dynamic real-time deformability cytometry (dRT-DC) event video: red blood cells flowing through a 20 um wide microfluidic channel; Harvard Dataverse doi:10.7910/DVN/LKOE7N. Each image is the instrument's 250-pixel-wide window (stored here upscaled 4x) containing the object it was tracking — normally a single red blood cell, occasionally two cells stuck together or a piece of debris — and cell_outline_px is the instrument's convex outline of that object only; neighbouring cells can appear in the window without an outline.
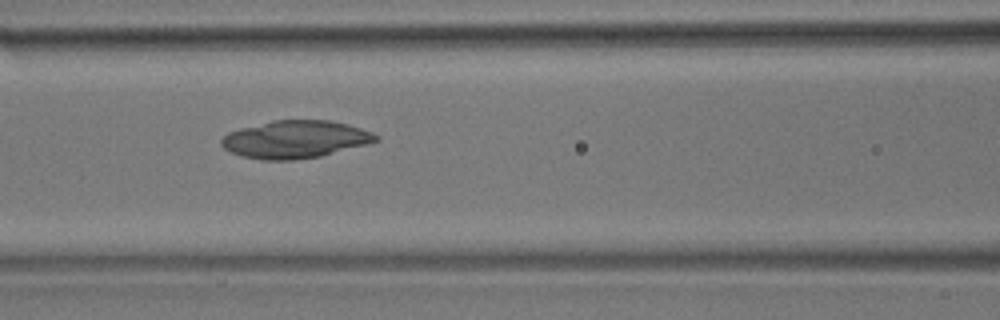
{"species": "common noctule bat (a hibernating species)", "species_latin": "Nyctalus noctula", "temperature_condition": "room temperature", "stored_images_in_passage": 52, "camera_frame_rate_fps": 3000, "um_per_image_px": 0.085, "animal": {"sex": "male", "body_mass_g": 17.9}, "frame": {"image": 1, "passage_image": 22, "time_ms": 7.0, "image_size_px": [1000, 320], "cell_outline_px": [[380, 140], [368, 144], [320, 156], [292, 160], [260, 160], [240, 156], [224, 148], [220, 144], [220, 140], [228, 132], [240, 128], [272, 120], [332, 120], [348, 124], [372, 132], [380, 136]], "centroid_in_image_um": [25.1, 11.84], "position_along_channel_um": 141.5, "area_um2": 34.04}}
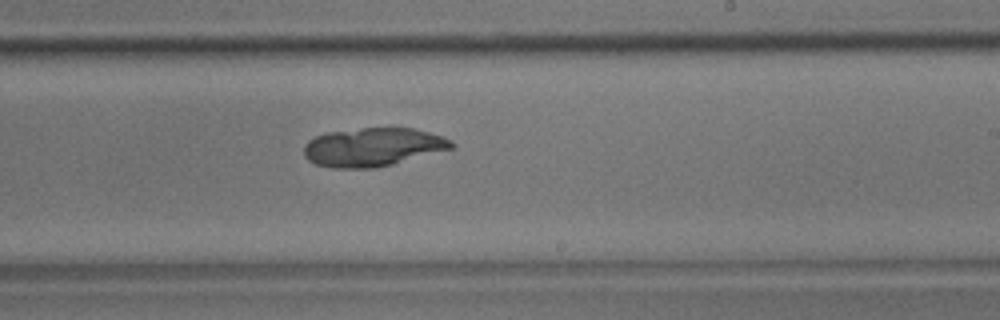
{"frame": {"image": 2, "passage_image": 31, "time_ms": 10.0, "image_size_px": [1000, 320], "cell_outline_px": [[456, 148], [376, 168], [332, 168], [316, 164], [308, 160], [304, 156], [304, 144], [308, 140], [316, 136], [328, 132], [364, 128], [412, 128], [444, 136], [452, 140], [456, 144]], "centroid_in_image_um": [31.73, 12.51], "position_along_channel_um": 257.3, "area_um2": 33.35}}
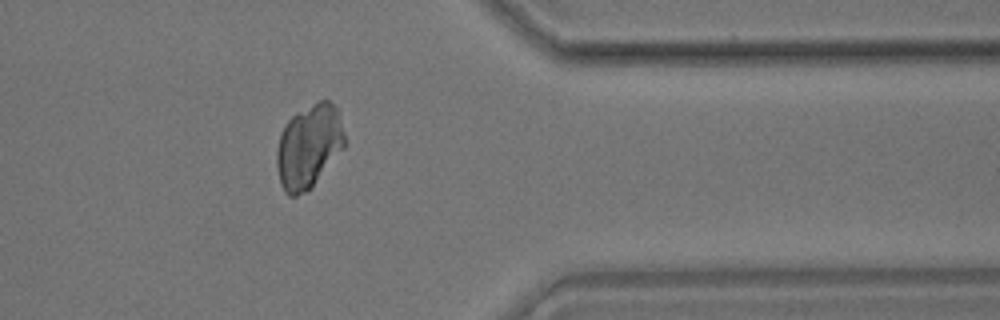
{"frame": {"image": 3, "passage_image": 42, "time_ms": 13.667, "image_size_px": [1000, 320], "cell_outline_px": [[344, 148], [312, 188], [296, 196], [288, 196], [284, 192], [280, 184], [276, 164], [276, 152], [280, 132], [284, 124], [296, 112], [320, 100], [328, 100], [336, 108], [340, 116], [344, 132]], "centroid_in_image_um": [26.23, 12.46], "position_along_channel_um": 385.2, "area_um2": 33.41}}